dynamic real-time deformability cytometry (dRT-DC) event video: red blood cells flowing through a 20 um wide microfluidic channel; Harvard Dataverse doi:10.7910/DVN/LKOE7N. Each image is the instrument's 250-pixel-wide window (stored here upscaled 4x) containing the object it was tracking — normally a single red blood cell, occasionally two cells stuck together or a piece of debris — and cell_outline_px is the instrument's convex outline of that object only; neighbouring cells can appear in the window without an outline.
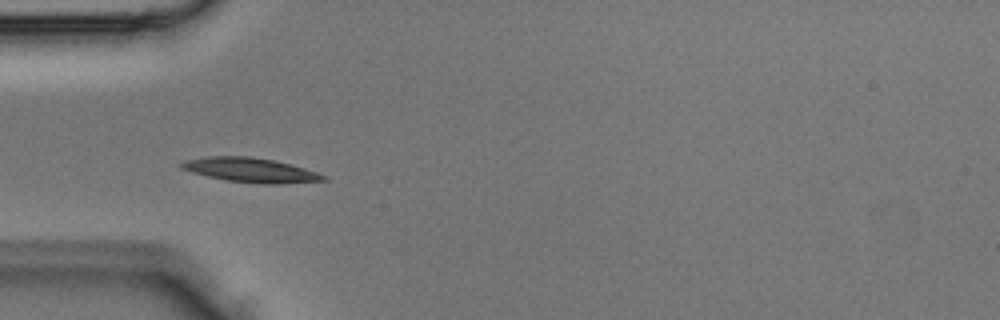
{"species": "Egyptian fruit bat (a non-hibernating species)", "species_latin": "Rousettus aegyptiacus", "temperature_condition": "room temperature", "stored_images_in_passage": 4, "camera_frame_rate_fps": 3000, "um_per_image_px": 0.085, "animal": {"sex": "male"}, "frame": {"image": 1, "passage_image": 3, "time_ms": 0.667, "image_size_px": [1000, 320], "cell_outline_px": [[328, 180], [280, 184], [264, 184], [224, 180], [192, 172], [180, 168], [180, 164], [184, 160], [208, 156], [248, 156], [272, 160], [304, 168], [328, 176]], "centroid_in_image_um": [21.3, 14.46], "position_along_channel_um": 63.7, "area_um2": 20.11}}